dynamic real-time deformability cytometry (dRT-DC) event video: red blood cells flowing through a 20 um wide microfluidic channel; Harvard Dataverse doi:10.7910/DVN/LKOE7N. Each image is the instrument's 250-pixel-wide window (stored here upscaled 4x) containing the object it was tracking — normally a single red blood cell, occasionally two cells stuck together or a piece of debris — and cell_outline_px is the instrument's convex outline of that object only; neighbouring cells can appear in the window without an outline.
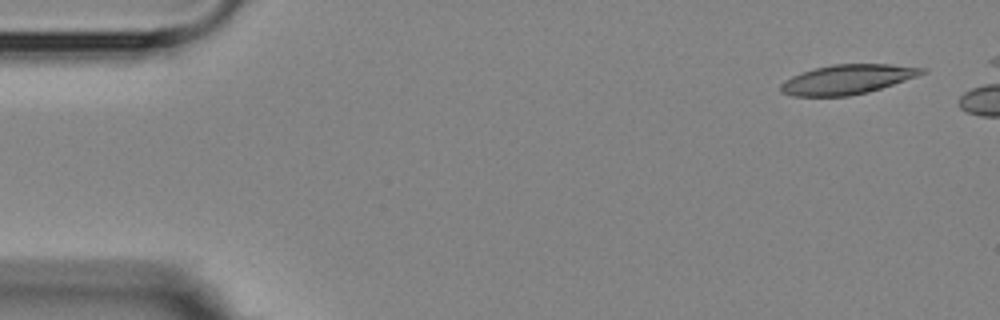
{"species": "Egyptian fruit bat (a non-hibernating species)", "species_latin": "Rousettus aegyptiacus", "temperature_condition": "room temperature", "stored_images_in_passage": 5, "camera_frame_rate_fps": 3000, "um_per_image_px": 0.085, "animal": {"sex": "female"}, "frame": {"image": 1, "passage_image": 1, "time_ms": 0.0, "image_size_px": [1000, 320], "cell_outline_px": [[928, 72], [880, 88], [848, 96], [792, 96], [780, 92], [780, 84], [784, 80], [800, 72], [832, 64], [888, 64], [928, 68]], "centroid_in_image_um": [71.99, 6.74], "position_along_channel_um": 13.0, "area_um2": 24.16}}